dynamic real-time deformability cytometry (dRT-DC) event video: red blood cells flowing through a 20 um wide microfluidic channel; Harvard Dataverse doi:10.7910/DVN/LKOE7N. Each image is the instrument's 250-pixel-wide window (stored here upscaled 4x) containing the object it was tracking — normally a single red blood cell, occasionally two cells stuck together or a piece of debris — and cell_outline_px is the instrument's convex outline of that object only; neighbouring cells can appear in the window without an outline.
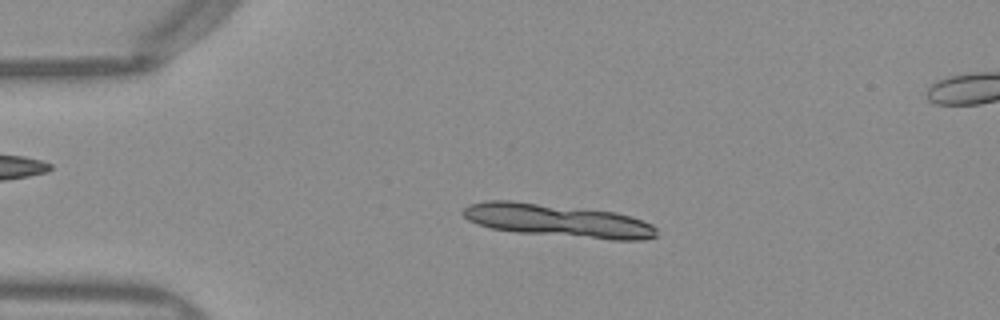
{"species": "Egyptian fruit bat (a non-hibernating species)", "species_latin": "Rousettus aegyptiacus", "temperature_condition": "warm", "stored_images_in_passage": 14, "camera_frame_rate_fps": 3000, "um_per_image_px": 0.085, "frame": {"image": 1, "passage_image": 10, "time_ms": 3.0, "image_size_px": [1000, 320], "cell_outline_px": [[656, 236], [640, 240], [612, 240], [516, 232], [488, 228], [468, 220], [460, 212], [468, 204], [484, 200], [512, 200], [616, 212], [652, 224], [656, 228]], "centroid_in_image_um": [47.34, 18.74], "position_along_channel_um": 37.7, "area_um2": 37.28}}